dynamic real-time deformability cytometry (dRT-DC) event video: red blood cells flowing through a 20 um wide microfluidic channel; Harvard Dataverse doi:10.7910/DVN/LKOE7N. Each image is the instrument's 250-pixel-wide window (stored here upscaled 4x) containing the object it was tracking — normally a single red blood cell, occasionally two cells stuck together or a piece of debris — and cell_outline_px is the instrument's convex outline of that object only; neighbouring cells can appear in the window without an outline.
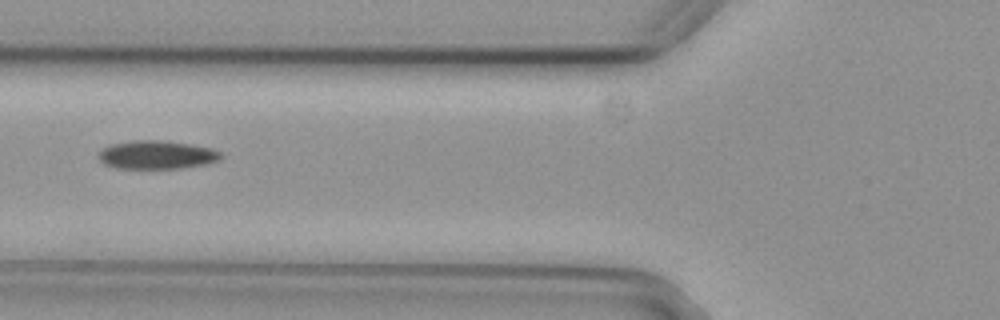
{"species": "common noctule bat (a hibernating species)", "species_latin": "Nyctalus noctula", "temperature_condition": "cold", "stored_images_in_passage": 6, "camera_frame_rate_fps": 3000, "um_per_image_px": 0.085, "animal": {"sex": "female", "body_mass_g": 29.2, "forearm_length_mm": 56.3}, "frame": {"image": 1, "passage_image": 6, "time_ms": 1.667, "image_size_px": [1000, 320], "cell_outline_px": [[224, 156], [208, 164], [180, 168], [116, 168], [104, 164], [100, 160], [100, 152], [104, 148], [112, 144], [132, 140], [160, 140], [188, 144], [212, 148], [220, 152]], "centroid_in_image_um": [13.34, 13.16], "position_along_channel_um": 112.5, "area_um2": 20.06}}